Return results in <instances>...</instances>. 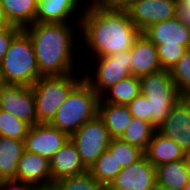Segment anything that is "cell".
Returning a JSON list of instances; mask_svg holds the SVG:
<instances>
[{
	"instance_id": "7c38bea8",
	"label": "cell",
	"mask_w": 190,
	"mask_h": 190,
	"mask_svg": "<svg viewBox=\"0 0 190 190\" xmlns=\"http://www.w3.org/2000/svg\"><path fill=\"white\" fill-rule=\"evenodd\" d=\"M70 139V136L49 124L30 126L24 139L25 151L38 154L49 161Z\"/></svg>"
},
{
	"instance_id": "30bf717a",
	"label": "cell",
	"mask_w": 190,
	"mask_h": 190,
	"mask_svg": "<svg viewBox=\"0 0 190 190\" xmlns=\"http://www.w3.org/2000/svg\"><path fill=\"white\" fill-rule=\"evenodd\" d=\"M0 109L24 120L30 126L37 124L36 102L31 86L5 85L0 90Z\"/></svg>"
},
{
	"instance_id": "b9f144b4",
	"label": "cell",
	"mask_w": 190,
	"mask_h": 190,
	"mask_svg": "<svg viewBox=\"0 0 190 190\" xmlns=\"http://www.w3.org/2000/svg\"><path fill=\"white\" fill-rule=\"evenodd\" d=\"M4 182H5V179L0 175V190L2 189Z\"/></svg>"
},
{
	"instance_id": "277c9868",
	"label": "cell",
	"mask_w": 190,
	"mask_h": 190,
	"mask_svg": "<svg viewBox=\"0 0 190 190\" xmlns=\"http://www.w3.org/2000/svg\"><path fill=\"white\" fill-rule=\"evenodd\" d=\"M142 34L157 49L160 66L170 71L187 51L190 29L177 17L147 27Z\"/></svg>"
},
{
	"instance_id": "e575fe53",
	"label": "cell",
	"mask_w": 190,
	"mask_h": 190,
	"mask_svg": "<svg viewBox=\"0 0 190 190\" xmlns=\"http://www.w3.org/2000/svg\"><path fill=\"white\" fill-rule=\"evenodd\" d=\"M115 0H90L87 4L88 6L85 8H92V7H109L111 6Z\"/></svg>"
},
{
	"instance_id": "d590c367",
	"label": "cell",
	"mask_w": 190,
	"mask_h": 190,
	"mask_svg": "<svg viewBox=\"0 0 190 190\" xmlns=\"http://www.w3.org/2000/svg\"><path fill=\"white\" fill-rule=\"evenodd\" d=\"M139 0H115V2L110 6L116 9L126 10L130 5Z\"/></svg>"
},
{
	"instance_id": "d6986e66",
	"label": "cell",
	"mask_w": 190,
	"mask_h": 190,
	"mask_svg": "<svg viewBox=\"0 0 190 190\" xmlns=\"http://www.w3.org/2000/svg\"><path fill=\"white\" fill-rule=\"evenodd\" d=\"M144 153L154 167L163 163L186 159L185 151L175 141L157 130Z\"/></svg>"
},
{
	"instance_id": "60d3db41",
	"label": "cell",
	"mask_w": 190,
	"mask_h": 190,
	"mask_svg": "<svg viewBox=\"0 0 190 190\" xmlns=\"http://www.w3.org/2000/svg\"><path fill=\"white\" fill-rule=\"evenodd\" d=\"M44 190H59L55 185L44 186Z\"/></svg>"
},
{
	"instance_id": "7402d4cb",
	"label": "cell",
	"mask_w": 190,
	"mask_h": 190,
	"mask_svg": "<svg viewBox=\"0 0 190 190\" xmlns=\"http://www.w3.org/2000/svg\"><path fill=\"white\" fill-rule=\"evenodd\" d=\"M9 25L24 29L35 22L38 0H0Z\"/></svg>"
},
{
	"instance_id": "2e32d148",
	"label": "cell",
	"mask_w": 190,
	"mask_h": 190,
	"mask_svg": "<svg viewBox=\"0 0 190 190\" xmlns=\"http://www.w3.org/2000/svg\"><path fill=\"white\" fill-rule=\"evenodd\" d=\"M50 171L53 183L62 178L80 175L88 171L71 139L50 160Z\"/></svg>"
},
{
	"instance_id": "f546056e",
	"label": "cell",
	"mask_w": 190,
	"mask_h": 190,
	"mask_svg": "<svg viewBox=\"0 0 190 190\" xmlns=\"http://www.w3.org/2000/svg\"><path fill=\"white\" fill-rule=\"evenodd\" d=\"M171 78L175 82L179 93L183 97H190V53L187 51L170 70Z\"/></svg>"
},
{
	"instance_id": "8992f818",
	"label": "cell",
	"mask_w": 190,
	"mask_h": 190,
	"mask_svg": "<svg viewBox=\"0 0 190 190\" xmlns=\"http://www.w3.org/2000/svg\"><path fill=\"white\" fill-rule=\"evenodd\" d=\"M139 81L141 93L149 101V122L157 128L183 96L171 78L170 71L162 69L143 75L139 77Z\"/></svg>"
},
{
	"instance_id": "83f0119b",
	"label": "cell",
	"mask_w": 190,
	"mask_h": 190,
	"mask_svg": "<svg viewBox=\"0 0 190 190\" xmlns=\"http://www.w3.org/2000/svg\"><path fill=\"white\" fill-rule=\"evenodd\" d=\"M30 125L11 113L0 109V130L2 136L24 140Z\"/></svg>"
},
{
	"instance_id": "603a6c76",
	"label": "cell",
	"mask_w": 190,
	"mask_h": 190,
	"mask_svg": "<svg viewBox=\"0 0 190 190\" xmlns=\"http://www.w3.org/2000/svg\"><path fill=\"white\" fill-rule=\"evenodd\" d=\"M157 186L184 189L190 180V164L186 159L160 164L156 167Z\"/></svg>"
},
{
	"instance_id": "1f68e13d",
	"label": "cell",
	"mask_w": 190,
	"mask_h": 190,
	"mask_svg": "<svg viewBox=\"0 0 190 190\" xmlns=\"http://www.w3.org/2000/svg\"><path fill=\"white\" fill-rule=\"evenodd\" d=\"M21 30V28L13 25H9L0 30V63L8 51L11 41Z\"/></svg>"
},
{
	"instance_id": "cb8c5ba5",
	"label": "cell",
	"mask_w": 190,
	"mask_h": 190,
	"mask_svg": "<svg viewBox=\"0 0 190 190\" xmlns=\"http://www.w3.org/2000/svg\"><path fill=\"white\" fill-rule=\"evenodd\" d=\"M140 93L139 77L131 75L106 89L100 99L105 103L128 105Z\"/></svg>"
},
{
	"instance_id": "d6a6232c",
	"label": "cell",
	"mask_w": 190,
	"mask_h": 190,
	"mask_svg": "<svg viewBox=\"0 0 190 190\" xmlns=\"http://www.w3.org/2000/svg\"><path fill=\"white\" fill-rule=\"evenodd\" d=\"M176 17L190 29V0H178Z\"/></svg>"
},
{
	"instance_id": "ee69618b",
	"label": "cell",
	"mask_w": 190,
	"mask_h": 190,
	"mask_svg": "<svg viewBox=\"0 0 190 190\" xmlns=\"http://www.w3.org/2000/svg\"><path fill=\"white\" fill-rule=\"evenodd\" d=\"M184 190H190V180L188 181V183L184 187Z\"/></svg>"
},
{
	"instance_id": "4316f807",
	"label": "cell",
	"mask_w": 190,
	"mask_h": 190,
	"mask_svg": "<svg viewBox=\"0 0 190 190\" xmlns=\"http://www.w3.org/2000/svg\"><path fill=\"white\" fill-rule=\"evenodd\" d=\"M108 150L115 155L118 165L122 168L130 166L145 155L139 147L130 145L120 138H112Z\"/></svg>"
},
{
	"instance_id": "52a82bcc",
	"label": "cell",
	"mask_w": 190,
	"mask_h": 190,
	"mask_svg": "<svg viewBox=\"0 0 190 190\" xmlns=\"http://www.w3.org/2000/svg\"><path fill=\"white\" fill-rule=\"evenodd\" d=\"M78 75L43 76L31 86L36 102L37 124H49L53 120L58 107L83 79L82 75Z\"/></svg>"
},
{
	"instance_id": "5bb4252c",
	"label": "cell",
	"mask_w": 190,
	"mask_h": 190,
	"mask_svg": "<svg viewBox=\"0 0 190 190\" xmlns=\"http://www.w3.org/2000/svg\"><path fill=\"white\" fill-rule=\"evenodd\" d=\"M110 185L121 190H156V167L144 155L137 162L122 168Z\"/></svg>"
},
{
	"instance_id": "5b68a950",
	"label": "cell",
	"mask_w": 190,
	"mask_h": 190,
	"mask_svg": "<svg viewBox=\"0 0 190 190\" xmlns=\"http://www.w3.org/2000/svg\"><path fill=\"white\" fill-rule=\"evenodd\" d=\"M0 66L7 84L32 86L41 77L31 38L23 29L11 41Z\"/></svg>"
},
{
	"instance_id": "7dc6e473",
	"label": "cell",
	"mask_w": 190,
	"mask_h": 190,
	"mask_svg": "<svg viewBox=\"0 0 190 190\" xmlns=\"http://www.w3.org/2000/svg\"><path fill=\"white\" fill-rule=\"evenodd\" d=\"M5 27H7V26H0V30L3 29V28H5Z\"/></svg>"
},
{
	"instance_id": "9c48e42d",
	"label": "cell",
	"mask_w": 190,
	"mask_h": 190,
	"mask_svg": "<svg viewBox=\"0 0 190 190\" xmlns=\"http://www.w3.org/2000/svg\"><path fill=\"white\" fill-rule=\"evenodd\" d=\"M82 163L89 170L94 162L108 149L111 137L104 121L97 115L70 135Z\"/></svg>"
},
{
	"instance_id": "ab89813d",
	"label": "cell",
	"mask_w": 190,
	"mask_h": 190,
	"mask_svg": "<svg viewBox=\"0 0 190 190\" xmlns=\"http://www.w3.org/2000/svg\"><path fill=\"white\" fill-rule=\"evenodd\" d=\"M102 190H121V189H118L116 187H113L112 185L110 184H104L103 187H102Z\"/></svg>"
},
{
	"instance_id": "3957f363",
	"label": "cell",
	"mask_w": 190,
	"mask_h": 190,
	"mask_svg": "<svg viewBox=\"0 0 190 190\" xmlns=\"http://www.w3.org/2000/svg\"><path fill=\"white\" fill-rule=\"evenodd\" d=\"M99 100L100 95L82 79L58 107L49 125L70 136L98 115Z\"/></svg>"
},
{
	"instance_id": "484cf974",
	"label": "cell",
	"mask_w": 190,
	"mask_h": 190,
	"mask_svg": "<svg viewBox=\"0 0 190 190\" xmlns=\"http://www.w3.org/2000/svg\"><path fill=\"white\" fill-rule=\"evenodd\" d=\"M122 167L118 165L115 155L107 149L89 168L91 175L100 183L111 184L115 177L121 172Z\"/></svg>"
},
{
	"instance_id": "8d00e7d4",
	"label": "cell",
	"mask_w": 190,
	"mask_h": 190,
	"mask_svg": "<svg viewBox=\"0 0 190 190\" xmlns=\"http://www.w3.org/2000/svg\"><path fill=\"white\" fill-rule=\"evenodd\" d=\"M0 26H9L7 18L4 14L3 6L1 5V1H0Z\"/></svg>"
},
{
	"instance_id": "8fae6325",
	"label": "cell",
	"mask_w": 190,
	"mask_h": 190,
	"mask_svg": "<svg viewBox=\"0 0 190 190\" xmlns=\"http://www.w3.org/2000/svg\"><path fill=\"white\" fill-rule=\"evenodd\" d=\"M178 0H139L126 11L135 26L143 32L147 27L176 17Z\"/></svg>"
},
{
	"instance_id": "d4e9b609",
	"label": "cell",
	"mask_w": 190,
	"mask_h": 190,
	"mask_svg": "<svg viewBox=\"0 0 190 190\" xmlns=\"http://www.w3.org/2000/svg\"><path fill=\"white\" fill-rule=\"evenodd\" d=\"M156 130L152 123L133 117L120 139L145 152Z\"/></svg>"
},
{
	"instance_id": "4dcf8cb0",
	"label": "cell",
	"mask_w": 190,
	"mask_h": 190,
	"mask_svg": "<svg viewBox=\"0 0 190 190\" xmlns=\"http://www.w3.org/2000/svg\"><path fill=\"white\" fill-rule=\"evenodd\" d=\"M132 117L149 122V101L140 93L128 105Z\"/></svg>"
},
{
	"instance_id": "9a60e30c",
	"label": "cell",
	"mask_w": 190,
	"mask_h": 190,
	"mask_svg": "<svg viewBox=\"0 0 190 190\" xmlns=\"http://www.w3.org/2000/svg\"><path fill=\"white\" fill-rule=\"evenodd\" d=\"M17 181L35 186H52L50 161L38 154L23 152L17 167Z\"/></svg>"
},
{
	"instance_id": "44dd1931",
	"label": "cell",
	"mask_w": 190,
	"mask_h": 190,
	"mask_svg": "<svg viewBox=\"0 0 190 190\" xmlns=\"http://www.w3.org/2000/svg\"><path fill=\"white\" fill-rule=\"evenodd\" d=\"M24 150V140L0 138V175L5 180H17L18 162Z\"/></svg>"
},
{
	"instance_id": "bcb514c9",
	"label": "cell",
	"mask_w": 190,
	"mask_h": 190,
	"mask_svg": "<svg viewBox=\"0 0 190 190\" xmlns=\"http://www.w3.org/2000/svg\"><path fill=\"white\" fill-rule=\"evenodd\" d=\"M187 52L190 53V40H189V44H188V47H187Z\"/></svg>"
},
{
	"instance_id": "74e56055",
	"label": "cell",
	"mask_w": 190,
	"mask_h": 190,
	"mask_svg": "<svg viewBox=\"0 0 190 190\" xmlns=\"http://www.w3.org/2000/svg\"><path fill=\"white\" fill-rule=\"evenodd\" d=\"M7 85L6 81H5V78H4V75H3V71H2V68L0 66V90L5 86Z\"/></svg>"
},
{
	"instance_id": "6da1fadb",
	"label": "cell",
	"mask_w": 190,
	"mask_h": 190,
	"mask_svg": "<svg viewBox=\"0 0 190 190\" xmlns=\"http://www.w3.org/2000/svg\"><path fill=\"white\" fill-rule=\"evenodd\" d=\"M78 16L76 21L82 30V42L90 56L102 57L129 51L142 33L123 9L92 7Z\"/></svg>"
},
{
	"instance_id": "ba28073f",
	"label": "cell",
	"mask_w": 190,
	"mask_h": 190,
	"mask_svg": "<svg viewBox=\"0 0 190 190\" xmlns=\"http://www.w3.org/2000/svg\"><path fill=\"white\" fill-rule=\"evenodd\" d=\"M94 72H83V79L101 95L110 86L132 75L130 50L109 56L96 57ZM94 73V74H93Z\"/></svg>"
},
{
	"instance_id": "7a4b0ae2",
	"label": "cell",
	"mask_w": 190,
	"mask_h": 190,
	"mask_svg": "<svg viewBox=\"0 0 190 190\" xmlns=\"http://www.w3.org/2000/svg\"><path fill=\"white\" fill-rule=\"evenodd\" d=\"M74 22L33 23L23 29L31 38L41 77L67 75L79 71H76L77 67L74 65L76 59L73 42L75 37L78 39L75 34L78 27L73 26Z\"/></svg>"
},
{
	"instance_id": "e0dca14e",
	"label": "cell",
	"mask_w": 190,
	"mask_h": 190,
	"mask_svg": "<svg viewBox=\"0 0 190 190\" xmlns=\"http://www.w3.org/2000/svg\"><path fill=\"white\" fill-rule=\"evenodd\" d=\"M132 75L143 76L162 70L156 46L142 33L130 49Z\"/></svg>"
},
{
	"instance_id": "f1b7e54d",
	"label": "cell",
	"mask_w": 190,
	"mask_h": 190,
	"mask_svg": "<svg viewBox=\"0 0 190 190\" xmlns=\"http://www.w3.org/2000/svg\"><path fill=\"white\" fill-rule=\"evenodd\" d=\"M59 190H102L103 184L89 171L75 176L62 178L54 183Z\"/></svg>"
},
{
	"instance_id": "4fadbf2b",
	"label": "cell",
	"mask_w": 190,
	"mask_h": 190,
	"mask_svg": "<svg viewBox=\"0 0 190 190\" xmlns=\"http://www.w3.org/2000/svg\"><path fill=\"white\" fill-rule=\"evenodd\" d=\"M157 131L175 141L185 153L190 149V97H183L172 107Z\"/></svg>"
},
{
	"instance_id": "836d02e7",
	"label": "cell",
	"mask_w": 190,
	"mask_h": 190,
	"mask_svg": "<svg viewBox=\"0 0 190 190\" xmlns=\"http://www.w3.org/2000/svg\"><path fill=\"white\" fill-rule=\"evenodd\" d=\"M36 186L17 180H5L1 190H33Z\"/></svg>"
},
{
	"instance_id": "ffe728a7",
	"label": "cell",
	"mask_w": 190,
	"mask_h": 190,
	"mask_svg": "<svg viewBox=\"0 0 190 190\" xmlns=\"http://www.w3.org/2000/svg\"><path fill=\"white\" fill-rule=\"evenodd\" d=\"M98 116L104 121L111 138H120L133 118L127 105L105 103L101 99Z\"/></svg>"
},
{
	"instance_id": "f35d334b",
	"label": "cell",
	"mask_w": 190,
	"mask_h": 190,
	"mask_svg": "<svg viewBox=\"0 0 190 190\" xmlns=\"http://www.w3.org/2000/svg\"><path fill=\"white\" fill-rule=\"evenodd\" d=\"M156 190H184V189H176L168 186H157Z\"/></svg>"
},
{
	"instance_id": "ac0fdd59",
	"label": "cell",
	"mask_w": 190,
	"mask_h": 190,
	"mask_svg": "<svg viewBox=\"0 0 190 190\" xmlns=\"http://www.w3.org/2000/svg\"><path fill=\"white\" fill-rule=\"evenodd\" d=\"M80 2L81 0H38L34 23H72L70 21L77 16L75 13Z\"/></svg>"
},
{
	"instance_id": "f6af8a7d",
	"label": "cell",
	"mask_w": 190,
	"mask_h": 190,
	"mask_svg": "<svg viewBox=\"0 0 190 190\" xmlns=\"http://www.w3.org/2000/svg\"><path fill=\"white\" fill-rule=\"evenodd\" d=\"M33 190H44V186H36Z\"/></svg>"
},
{
	"instance_id": "7bdbcfd3",
	"label": "cell",
	"mask_w": 190,
	"mask_h": 190,
	"mask_svg": "<svg viewBox=\"0 0 190 190\" xmlns=\"http://www.w3.org/2000/svg\"><path fill=\"white\" fill-rule=\"evenodd\" d=\"M186 160L189 162L190 164V149L186 152Z\"/></svg>"
}]
</instances>
